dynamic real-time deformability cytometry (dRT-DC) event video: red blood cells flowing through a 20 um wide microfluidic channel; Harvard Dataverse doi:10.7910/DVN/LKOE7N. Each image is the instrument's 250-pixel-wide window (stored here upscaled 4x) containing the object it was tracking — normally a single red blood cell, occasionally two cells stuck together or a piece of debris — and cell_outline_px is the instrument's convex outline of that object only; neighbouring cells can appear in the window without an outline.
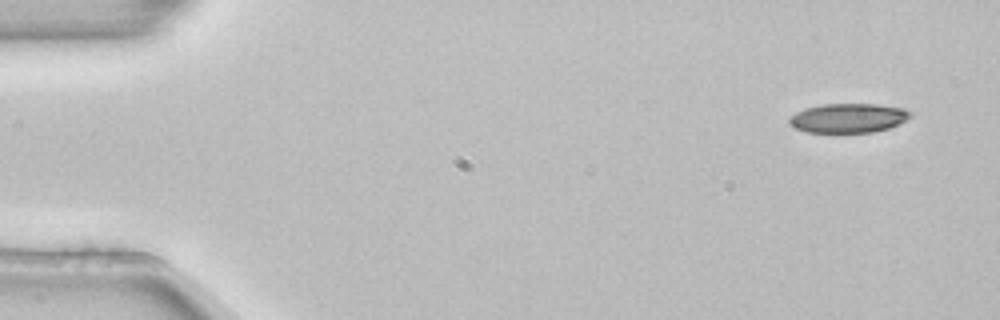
{"species": "common noctule bat (a hibernating species)", "species_latin": "Nyctalus noctula", "temperature_condition": "room temperature", "stored_images_in_passage": 4, "camera_frame_rate_fps": 3000, "um_per_image_px": 0.085, "animal": {"sex": "female", "body_mass_g": 22.7, "forearm_length_mm": 54.2}, "frame": {"image": 1, "passage_image": 1, "time_ms": 0.0, "image_size_px": [1000, 320], "cell_outline_px": [[916, 112], [912, 116], [888, 128], [872, 132], [808, 132], [792, 128], [788, 124], [788, 120], [796, 112], [804, 108], [824, 104], [876, 104], [904, 108]], "centroid_in_image_um": [72.1, 10.02], "position_along_channel_um": 12.9, "area_um2": 20.75}}
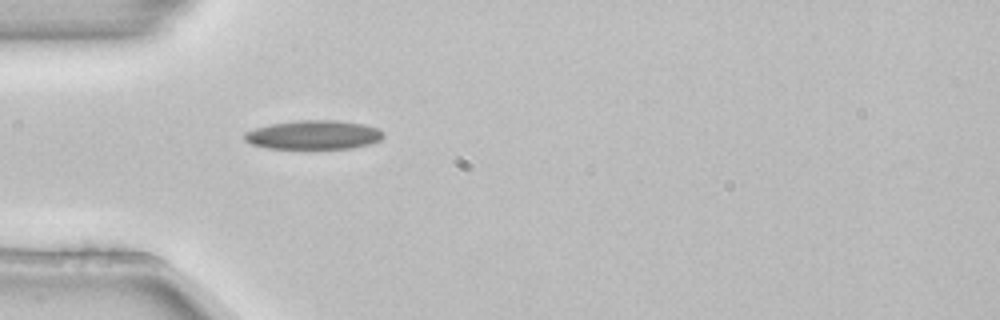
{"frame": {"image": 2, "passage_image": 4, "time_ms": 1.0, "image_size_px": [1000, 320], "cell_outline_px": [[384, 136], [380, 140], [368, 144], [352, 148], [268, 148], [252, 144], [244, 140], [244, 132], [268, 124], [296, 120], [336, 120], [364, 124], [376, 128], [384, 132]], "centroid_in_image_um": [26.64, 11.45], "position_along_channel_um": 58.4, "area_um2": 23.41}}